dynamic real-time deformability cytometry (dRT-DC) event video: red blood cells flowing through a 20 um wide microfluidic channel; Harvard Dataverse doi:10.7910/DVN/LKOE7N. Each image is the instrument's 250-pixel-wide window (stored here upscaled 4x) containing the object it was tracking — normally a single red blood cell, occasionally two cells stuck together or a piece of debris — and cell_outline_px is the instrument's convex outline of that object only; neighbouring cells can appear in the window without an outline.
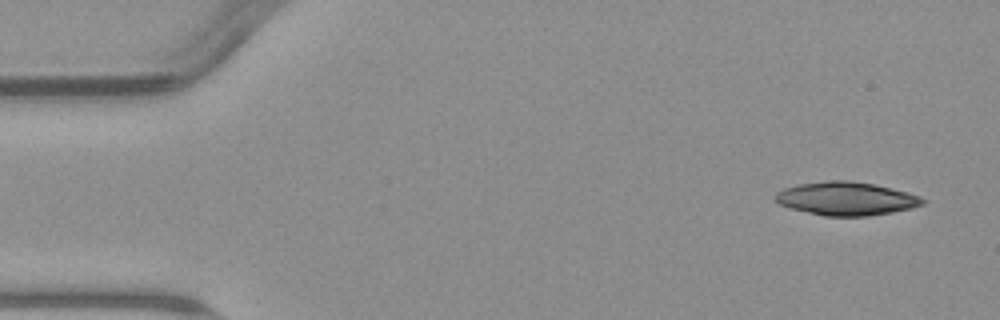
{"species": "common noctule bat (a hibernating species)", "species_latin": "Nyctalus noctula", "temperature_condition": "warm", "stored_images_in_passage": 2, "camera_frame_rate_fps": 3000, "um_per_image_px": 0.085, "animal": {"sex": "male", "body_mass_g": 23.1, "forearm_length_mm": 52.7}, "frame": {"image": 1, "passage_image": 1, "time_ms": 0.0, "image_size_px": [1000, 320], "cell_outline_px": [[928, 200], [924, 204], [912, 208], [892, 212], [868, 216], [824, 216], [792, 208], [780, 204], [776, 200], [776, 192], [784, 188], [800, 184], [828, 180], [848, 180], [872, 184], [892, 188], [908, 192], [920, 196]], "centroid_in_image_um": [71.98, 16.88], "position_along_channel_um": 13.0, "area_um2": 28.55}}